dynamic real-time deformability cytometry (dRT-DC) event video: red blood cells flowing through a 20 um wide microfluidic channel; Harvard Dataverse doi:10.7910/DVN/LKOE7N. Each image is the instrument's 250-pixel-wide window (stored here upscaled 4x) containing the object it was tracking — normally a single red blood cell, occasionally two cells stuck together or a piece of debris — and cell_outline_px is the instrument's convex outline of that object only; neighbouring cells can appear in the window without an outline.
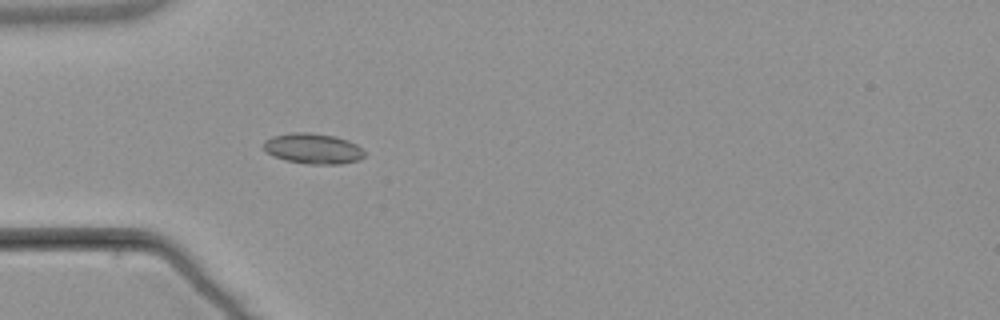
{"species": "common noctule bat (a hibernating species)", "species_latin": "Nyctalus noctula", "temperature_condition": "warm", "stored_images_in_passage": 5, "camera_frame_rate_fps": 3000, "um_per_image_px": 0.085, "animal": {"sex": "male", "body_mass_g": 21.5, "forearm_length_mm": 52.0}, "frame": {"image": 1, "passage_image": 5, "time_ms": 5.667, "image_size_px": [1000, 320], "cell_outline_px": [[364, 156], [360, 160], [340, 164], [308, 164], [284, 160], [268, 152], [264, 148], [264, 140], [272, 136], [292, 132], [308, 132], [336, 136], [348, 140], [356, 144], [364, 152]], "centroid_in_image_um": [26.62, 12.62], "position_along_channel_um": 58.4, "area_um2": 17.92}}